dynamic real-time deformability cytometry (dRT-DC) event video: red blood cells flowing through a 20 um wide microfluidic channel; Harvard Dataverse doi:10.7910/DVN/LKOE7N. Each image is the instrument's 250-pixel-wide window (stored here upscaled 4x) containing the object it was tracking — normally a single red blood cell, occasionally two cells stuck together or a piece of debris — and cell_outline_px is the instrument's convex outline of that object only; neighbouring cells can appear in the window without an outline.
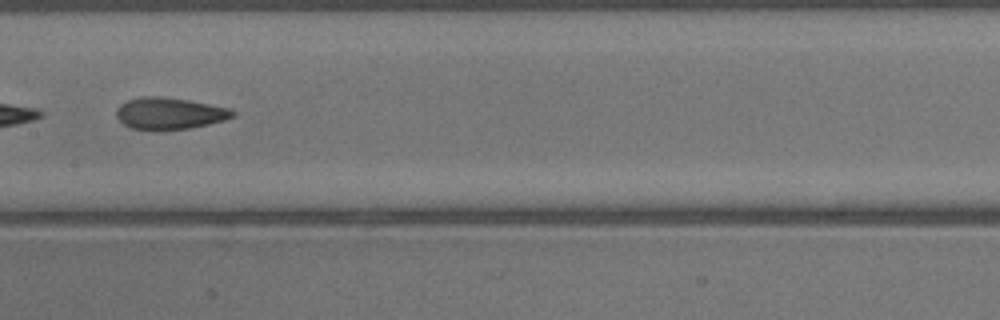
{"species": "common noctule bat (a hibernating species)", "species_latin": "Nyctalus noctula", "temperature_condition": "warm", "stored_images_in_passage": 40, "segment_of_instrument_passage": [2, 2], "camera_frame_rate_fps": 3000, "um_per_image_px": 0.085, "animal": {"sex": "male", "body_mass_g": 13.3}, "frame": {"image": 1, "passage_image": 21, "time_ms": 6.667, "image_size_px": [1000, 320], "cell_outline_px": [[236, 116], [224, 120], [208, 124], [188, 128], [128, 128], [116, 116], [116, 108], [120, 104], [128, 100], [140, 96], [160, 96], [188, 100], [232, 108], [236, 112]], "centroid_in_image_um": [14.43, 9.6], "position_along_channel_um": 193.0, "area_um2": 21.21}}
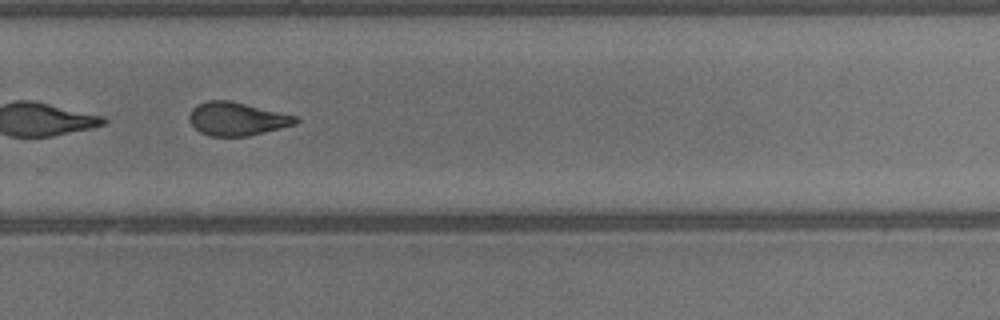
{"frame": {"image": 2, "passage_image": 28, "time_ms": 9.0, "image_size_px": [1000, 320], "cell_outline_px": [[300, 120], [296, 124], [248, 136], [208, 136], [200, 132], [188, 120], [188, 116], [192, 108], [196, 104], [208, 100], [232, 100], [300, 116]], "centroid_in_image_um": [20.16, 10.08], "position_along_channel_um": 309.6, "area_um2": 21.04}}